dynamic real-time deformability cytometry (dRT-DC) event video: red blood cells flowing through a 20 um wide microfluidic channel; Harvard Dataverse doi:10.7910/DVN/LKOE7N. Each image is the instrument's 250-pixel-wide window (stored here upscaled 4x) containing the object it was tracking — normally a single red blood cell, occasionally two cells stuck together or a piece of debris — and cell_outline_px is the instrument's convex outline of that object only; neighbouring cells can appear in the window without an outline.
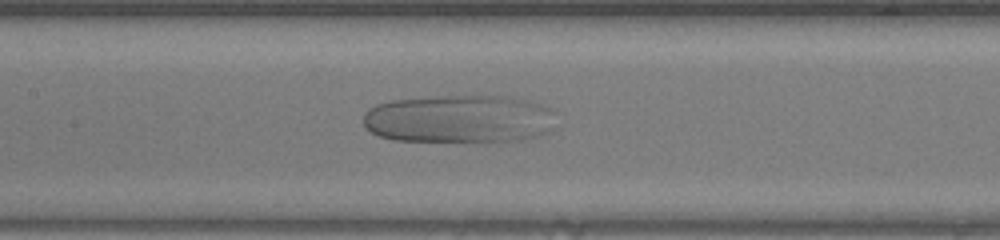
{"species": "human", "species_latin": "Homo sapiens", "temperature_condition": "warm", "stored_images_in_passage": 37, "camera_frame_rate_fps": 3000, "um_per_image_px": 0.085, "donor": {"sex": "female"}, "frame": {"image": 1, "passage_image": 10, "time_ms": 3.0, "image_size_px": [1000, 240], "cell_outline_px": [[528, 136], [516, 140], [488, 144], [396, 140], [380, 136], [372, 132], [364, 124], [364, 112], [368, 108], [376, 104], [392, 100], [436, 96], [504, 96], [520, 100], [528, 104]], "centroid_in_image_um": [38.28, 10.15], "position_along_channel_um": 169.1, "area_um2": 49.53}}
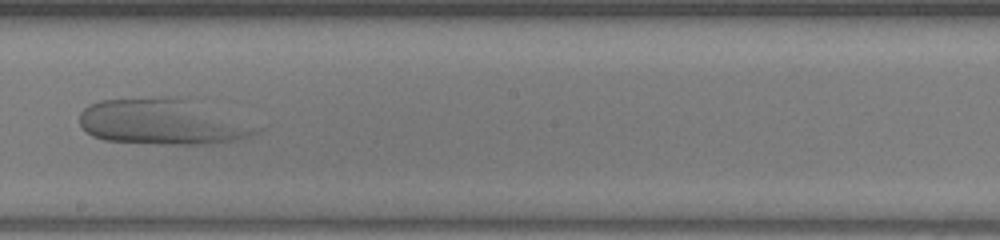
{"frame": {"image": 2, "passage_image": 15, "time_ms": 4.667, "image_size_px": [1000, 240], "cell_outline_px": [[260, 128], [256, 132], [248, 136], [232, 140], [208, 144], [168, 144], [104, 140], [92, 136], [80, 124], [80, 112], [88, 104], [100, 100], [160, 96], [192, 96]], "centroid_in_image_um": [13.82, 10.3], "position_along_channel_um": 234.4, "area_um2": 47.8}}